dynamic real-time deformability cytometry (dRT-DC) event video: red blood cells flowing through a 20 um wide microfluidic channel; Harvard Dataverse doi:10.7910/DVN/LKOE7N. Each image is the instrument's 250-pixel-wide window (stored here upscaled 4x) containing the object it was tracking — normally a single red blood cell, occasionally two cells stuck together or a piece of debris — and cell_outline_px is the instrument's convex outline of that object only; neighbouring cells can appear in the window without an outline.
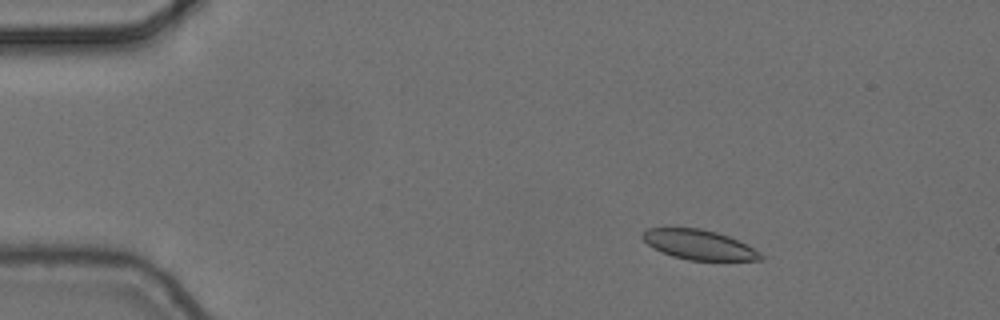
{"species": "common noctule bat (a hibernating species)", "species_latin": "Nyctalus noctula", "temperature_condition": "cold", "stored_images_in_passage": 6, "camera_frame_rate_fps": 3000, "um_per_image_px": 0.085, "animal": {"sex": "female", "body_mass_g": 24.6, "forearm_length_mm": 56.2}, "frame": {"image": 1, "passage_image": 3, "time_ms": 0.667, "image_size_px": [1000, 320], "cell_outline_px": [[764, 260], [688, 260], [672, 256], [660, 252], [648, 244], [640, 236], [648, 228], [700, 228], [716, 232], [728, 236], [760, 252], [764, 256]], "centroid_in_image_um": [59.39, 20.8], "position_along_channel_um": 25.6, "area_um2": 20.29}}
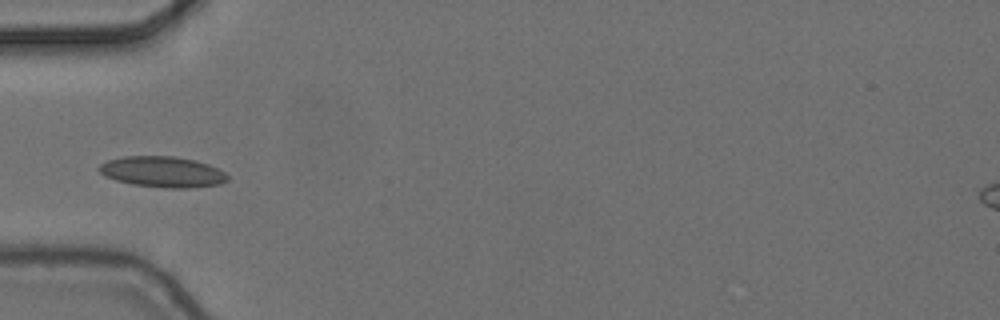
{"frame": {"image": 2, "passage_image": 6, "time_ms": 1.667, "image_size_px": [1000, 320], "cell_outline_px": [[228, 180], [220, 184], [192, 188], [168, 188], [132, 184], [116, 180], [104, 176], [96, 168], [100, 164], [108, 160], [124, 156], [172, 156], [196, 160], [208, 164], [224, 172], [228, 176]], "centroid_in_image_um": [13.8, 14.61], "position_along_channel_um": 71.2, "area_um2": 23.12}}